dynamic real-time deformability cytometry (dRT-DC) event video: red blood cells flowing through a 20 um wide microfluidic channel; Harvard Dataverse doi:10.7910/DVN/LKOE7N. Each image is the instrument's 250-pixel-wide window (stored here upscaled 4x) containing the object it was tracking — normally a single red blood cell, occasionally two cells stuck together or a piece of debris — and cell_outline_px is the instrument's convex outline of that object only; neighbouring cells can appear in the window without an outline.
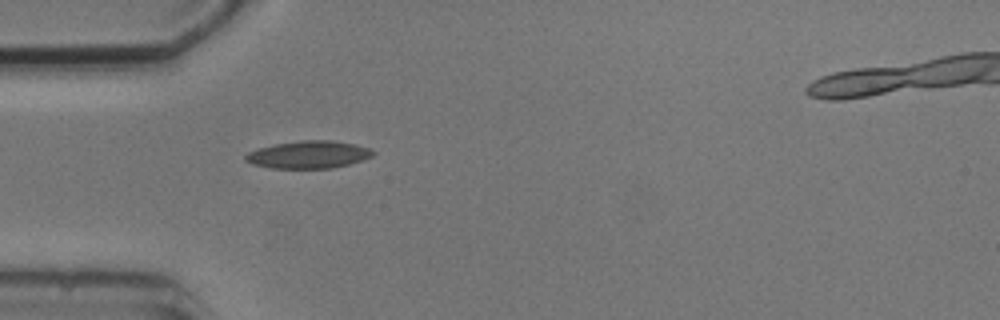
{"species": "common noctule bat (a hibernating species)", "species_latin": "Nyctalus noctula", "temperature_condition": "cold", "stored_images_in_passage": 1, "camera_frame_rate_fps": 3000, "um_per_image_px": 0.085, "animal": {"sex": "male", "body_mass_g": 20.5, "forearm_length_mm": 52.5}, "frame": {"image": 1, "passage_image": 1, "time_ms": 0.0, "image_size_px": [1000, 320], "cell_outline_px": [[376, 152], [372, 156], [348, 164], [332, 168], [272, 168], [252, 164], [244, 160], [244, 156], [248, 152], [260, 148], [276, 144], [300, 140], [332, 140], [352, 144], [368, 148]], "centroid_in_image_um": [26.19, 13.14], "position_along_channel_um": 58.8, "area_um2": 20.17}}